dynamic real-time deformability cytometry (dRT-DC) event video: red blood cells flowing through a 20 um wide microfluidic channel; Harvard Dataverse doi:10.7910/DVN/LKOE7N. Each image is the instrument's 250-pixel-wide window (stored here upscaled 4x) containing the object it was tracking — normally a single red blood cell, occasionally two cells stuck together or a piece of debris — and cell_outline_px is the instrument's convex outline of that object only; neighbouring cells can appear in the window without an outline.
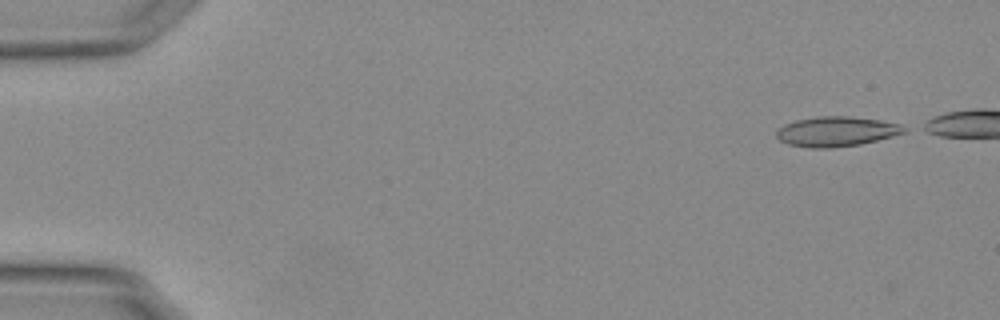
{"species": "Egyptian fruit bat (a non-hibernating species)", "species_latin": "Rousettus aegyptiacus", "temperature_condition": "warm", "stored_images_in_passage": 18, "camera_frame_rate_fps": 3000, "um_per_image_px": 0.085, "animal": {"sex": "female"}, "frame": {"image": 1, "passage_image": 1, "time_ms": 0.0, "image_size_px": [1000, 320], "cell_outline_px": [[908, 132], [860, 144], [832, 148], [812, 148], [788, 144], [780, 140], [776, 136], [776, 132], [784, 124], [796, 120], [820, 116], [848, 116], [880, 120], [896, 124], [908, 128]], "centroid_in_image_um": [71.09, 11.18], "position_along_channel_um": 13.9, "area_um2": 22.08}}
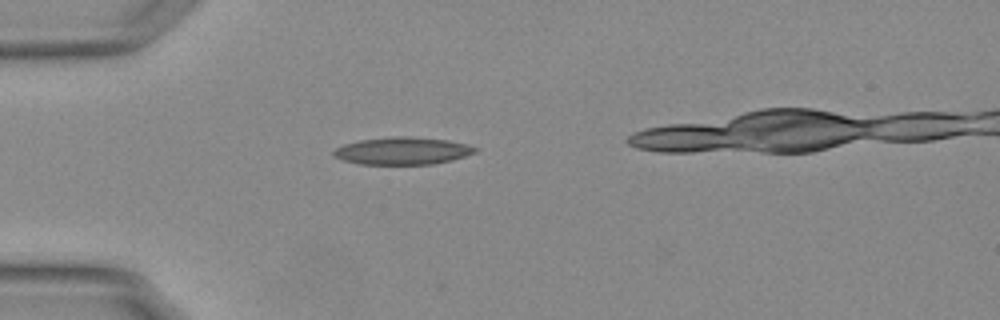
{"frame": {"image": 2, "passage_image": 13, "time_ms": 4.0, "image_size_px": [1000, 320], "cell_outline_px": [[476, 152], [452, 160], [432, 164], [360, 164], [344, 160], [336, 156], [332, 152], [336, 148], [344, 144], [360, 140], [392, 136], [404, 136], [448, 140], [464, 144], [476, 148]], "centroid_in_image_um": [34.19, 12.82], "position_along_channel_um": 50.8, "area_um2": 22.25}}
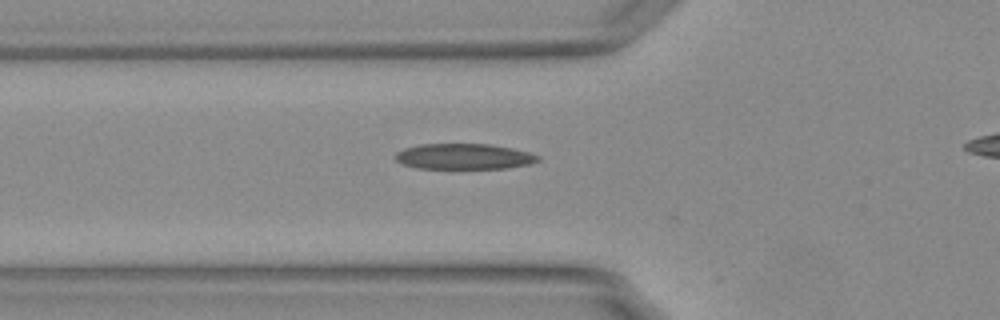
{"frame": {"image": 3, "passage_image": 17, "time_ms": 5.333, "image_size_px": [1000, 320], "cell_outline_px": [[540, 160], [532, 164], [508, 168], [420, 168], [404, 164], [396, 160], [396, 152], [404, 148], [420, 144], [492, 144], [512, 148], [528, 152], [540, 156]], "centroid_in_image_um": [39.49, 13.29], "position_along_channel_um": 86.3, "area_um2": 21.27}}